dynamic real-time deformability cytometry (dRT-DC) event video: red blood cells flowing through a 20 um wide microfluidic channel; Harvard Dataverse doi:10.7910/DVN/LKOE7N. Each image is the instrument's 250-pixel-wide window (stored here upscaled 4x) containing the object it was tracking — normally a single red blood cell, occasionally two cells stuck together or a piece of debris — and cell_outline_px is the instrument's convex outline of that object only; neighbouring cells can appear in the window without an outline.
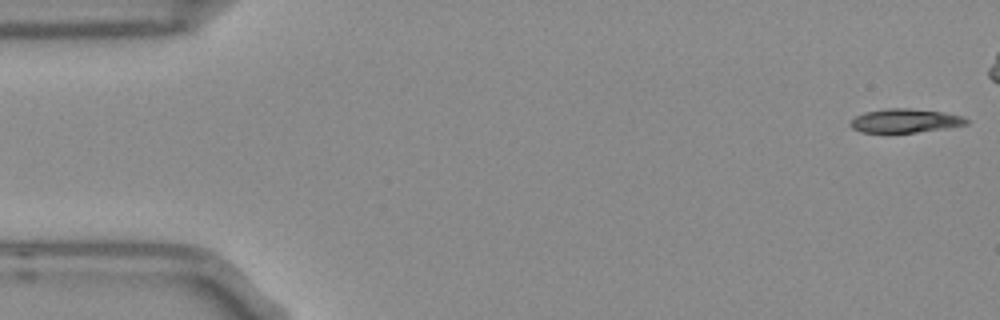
{"species": "Egyptian fruit bat (a non-hibernating species)", "species_latin": "Rousettus aegyptiacus", "temperature_condition": "room temperature", "stored_images_in_passage": 46, "camera_frame_rate_fps": 3000, "um_per_image_px": 0.085, "frame": {"image": 1, "passage_image": 1, "time_ms": 0.0, "image_size_px": [1000, 320], "cell_outline_px": [[968, 124], [944, 128], [916, 132], [860, 132], [852, 128], [852, 120], [856, 116], [864, 112], [888, 108], [908, 108], [940, 112], [960, 116], [968, 120]], "centroid_in_image_um": [76.91, 10.26], "position_along_channel_um": 8.1, "area_um2": 15.66}}
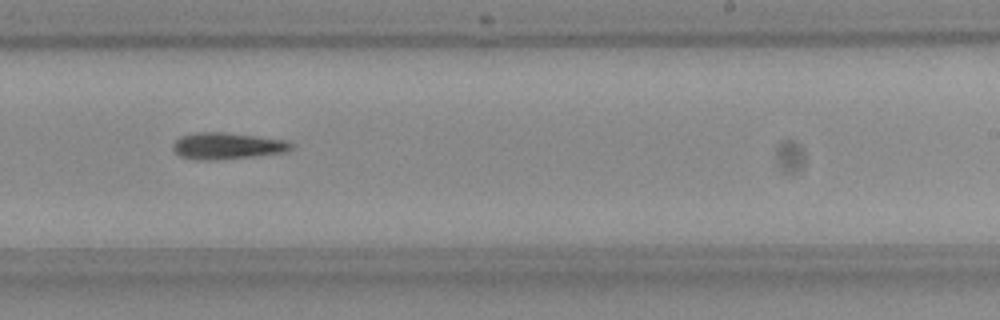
{"frame": {"image": 2, "passage_image": 32, "time_ms": 10.333, "image_size_px": [1000, 320], "cell_outline_px": [[292, 148], [284, 152], [252, 156], [208, 160], [200, 160], [180, 156], [172, 148], [172, 144], [180, 136], [200, 132], [224, 132], [288, 140], [292, 144]], "centroid_in_image_um": [19.29, 12.39], "position_along_channel_um": 269.7, "area_um2": 18.03}}
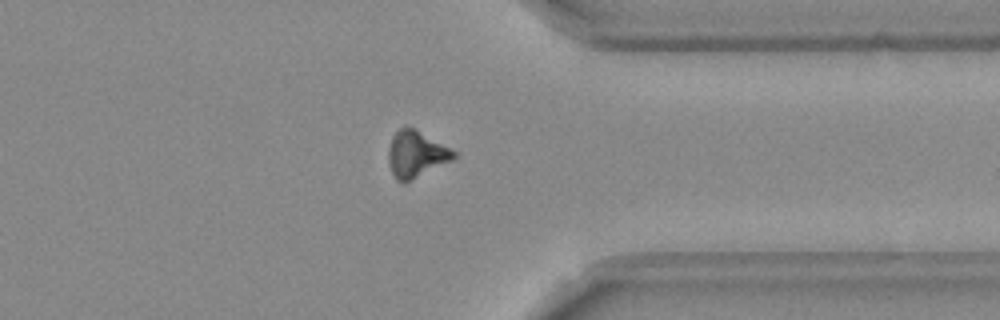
{"frame": {"image": 3, "passage_image": 41, "time_ms": 13.333, "image_size_px": [1000, 320], "cell_outline_px": [[456, 156], [452, 160], [404, 184], [396, 180], [388, 164], [388, 148], [392, 136], [400, 128], [412, 128], [456, 152]], "centroid_in_image_um": [35.32, 13.15], "position_along_channel_um": 376.1, "area_um2": 17.34}, "authors_computed_cell_mechanics": {"area_um2": 17.4845, "velocity_mm_per_s": 3.7747, "shape_relaxation_time_tau1_ms": 3.3845, "shape_relaxation_time_tau2_ms": null, "deformation_change_tau1": 0.1272, "deformation_change_tau2": null}}